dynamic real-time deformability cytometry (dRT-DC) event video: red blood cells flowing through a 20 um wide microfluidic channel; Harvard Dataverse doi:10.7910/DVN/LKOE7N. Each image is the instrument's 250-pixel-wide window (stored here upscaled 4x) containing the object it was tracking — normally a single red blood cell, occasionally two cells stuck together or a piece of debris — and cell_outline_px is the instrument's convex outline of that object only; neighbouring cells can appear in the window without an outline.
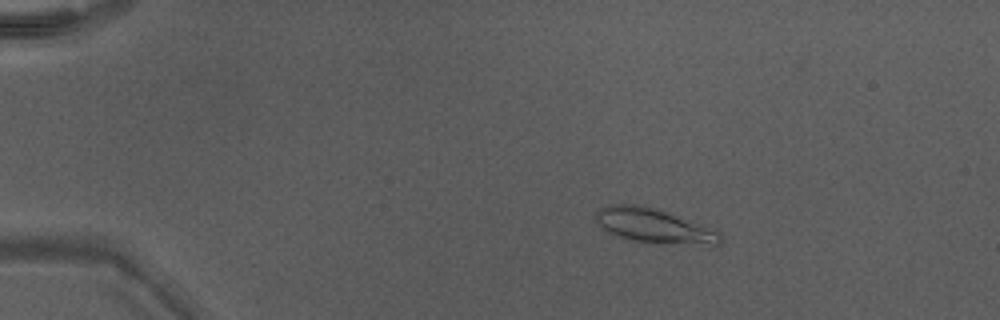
{"species": "Egyptian fruit bat (a non-hibernating species)", "species_latin": "Rousettus aegyptiacus", "temperature_condition": "warm", "stored_images_in_passage": 50, "camera_frame_rate_fps": 3000, "um_per_image_px": 0.085, "animal": {"sex": "male"}, "frame": {"image": 1, "passage_image": 10, "time_ms": 3.0, "image_size_px": [1000, 320], "cell_outline_px": [[724, 240], [716, 248], [624, 240], [612, 236], [596, 224], [596, 212], [600, 208], [612, 204], [632, 204], [656, 208], [720, 232]], "centroid_in_image_um": [55.63, 19.26], "position_along_channel_um": 29.4, "area_um2": 25.84}}
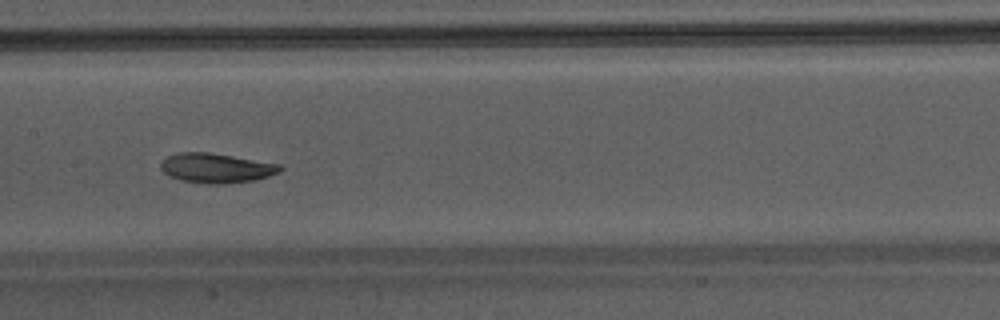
{"frame": {"image": 2, "passage_image": 27, "time_ms": 8.667, "image_size_px": [1000, 320], "cell_outline_px": [[284, 168], [280, 172], [256, 180], [224, 184], [208, 184], [180, 180], [168, 176], [160, 168], [160, 164], [168, 156], [180, 152], [208, 152], [280, 164]], "centroid_in_image_um": [18.39, 14.29], "position_along_channel_um": 189.0, "area_um2": 20.63}}
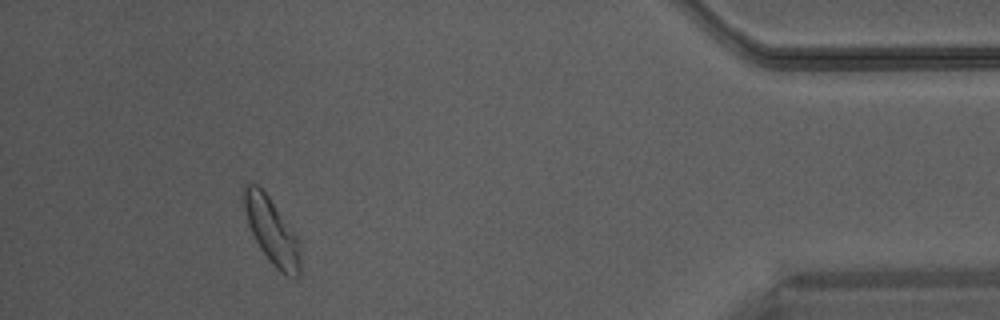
{"frame": {"image": 3, "passage_image": 46, "time_ms": 15.0, "image_size_px": [1000, 320], "cell_outline_px": [[300, 276], [296, 276], [280, 272], [268, 260], [260, 248], [248, 224], [240, 196], [244, 184], [256, 184], [268, 196], [292, 232], [296, 240], [300, 256]], "centroid_in_image_um": [23.01, 19.6], "position_along_channel_um": 412.2, "area_um2": 20.98}}